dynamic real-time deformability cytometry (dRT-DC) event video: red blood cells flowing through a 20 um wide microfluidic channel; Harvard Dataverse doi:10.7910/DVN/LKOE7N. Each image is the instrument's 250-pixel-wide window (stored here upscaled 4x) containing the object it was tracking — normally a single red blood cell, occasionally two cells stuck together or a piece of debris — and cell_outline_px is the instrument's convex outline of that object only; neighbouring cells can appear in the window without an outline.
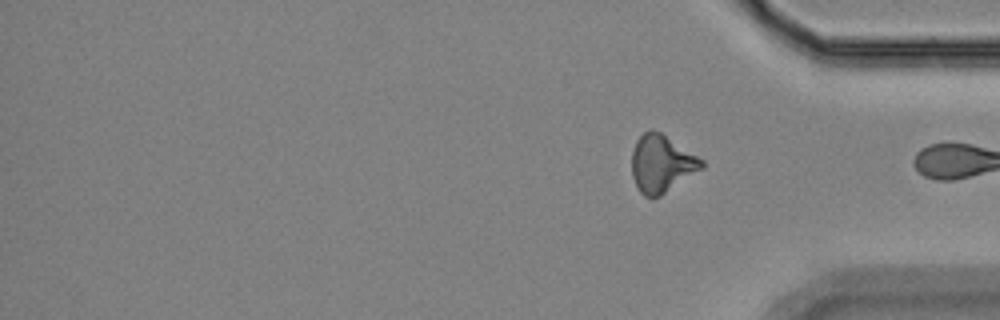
{"species": "Egyptian fruit bat (a non-hibernating species)", "species_latin": "Rousettus aegyptiacus", "temperature_condition": "room temperature", "stored_images_in_passage": 17, "segment_of_instrument_passage": [2, 2], "camera_frame_rate_fps": 3000, "um_per_image_px": 0.085, "animal": {"sex": "female"}, "frame": {"image": 1, "passage_image": 17, "time_ms": 19.333, "image_size_px": [1000, 320], "cell_outline_px": [[704, 168], [660, 196], [652, 200], [644, 196], [640, 192], [632, 176], [632, 152], [636, 140], [648, 128], [652, 128], [660, 132], [704, 160]], "centroid_in_image_um": [56.23, 13.92], "position_along_channel_um": 379.0, "area_um2": 23.52}}